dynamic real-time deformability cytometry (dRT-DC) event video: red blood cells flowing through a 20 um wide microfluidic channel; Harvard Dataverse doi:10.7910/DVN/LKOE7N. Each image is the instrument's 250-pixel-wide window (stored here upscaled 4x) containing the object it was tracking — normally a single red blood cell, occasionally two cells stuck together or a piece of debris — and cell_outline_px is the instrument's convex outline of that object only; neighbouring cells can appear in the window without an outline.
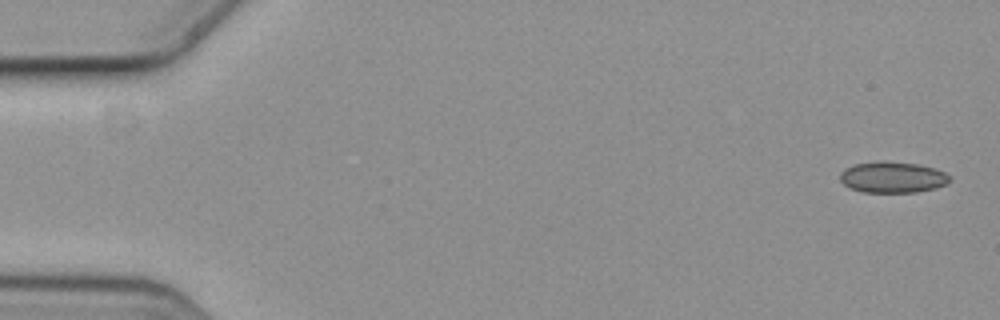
{"species": "common noctule bat (a hibernating species)", "species_latin": "Nyctalus noctula", "temperature_condition": "cold", "stored_images_in_passage": 5, "camera_frame_rate_fps": 3000, "um_per_image_px": 0.085, "animal": {"sex": "female", "body_mass_g": 19.3, "forearm_length_mm": 54.1}, "frame": {"image": 1, "passage_image": 1, "time_ms": 0.0, "image_size_px": [1000, 320], "cell_outline_px": [[948, 184], [936, 188], [916, 192], [864, 192], [852, 188], [844, 184], [840, 180], [840, 172], [844, 168], [856, 164], [880, 160], [884, 160], [920, 164], [936, 168], [944, 172], [948, 176]], "centroid_in_image_um": [75.87, 15.05], "position_along_channel_um": 9.1, "area_um2": 20.0}}
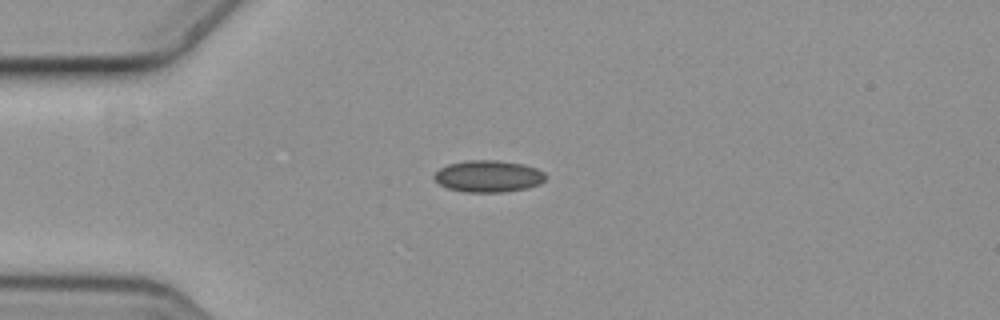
{"frame": {"image": 2, "passage_image": 4, "time_ms": 1.0, "image_size_px": [1000, 320], "cell_outline_px": [[548, 176], [540, 184], [524, 188], [504, 192], [468, 192], [448, 188], [440, 184], [432, 176], [440, 168], [448, 164], [468, 160], [500, 160], [524, 164], [536, 168], [544, 172]], "centroid_in_image_um": [41.53, 14.97], "position_along_channel_um": 43.5, "area_um2": 20.63}}